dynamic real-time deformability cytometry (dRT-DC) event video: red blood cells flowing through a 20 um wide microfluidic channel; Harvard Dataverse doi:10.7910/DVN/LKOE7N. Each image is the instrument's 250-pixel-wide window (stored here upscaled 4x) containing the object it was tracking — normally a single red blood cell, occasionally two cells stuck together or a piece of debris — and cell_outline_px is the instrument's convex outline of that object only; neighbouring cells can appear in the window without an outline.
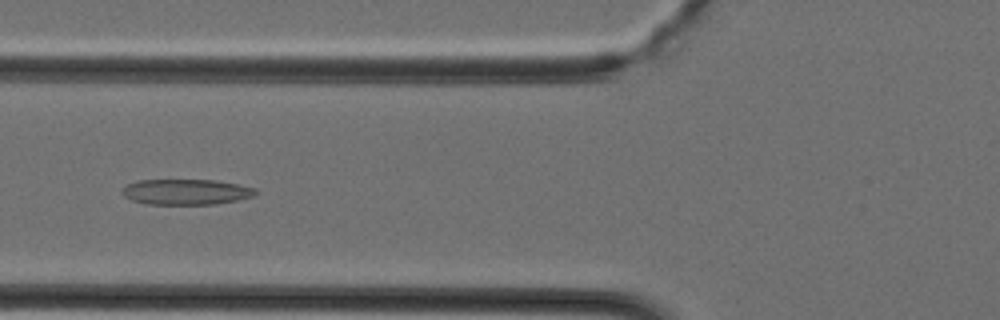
{"species": "Egyptian fruit bat (a non-hibernating species)", "species_latin": "Rousettus aegyptiacus", "temperature_condition": "cold", "stored_images_in_passage": 38, "camera_frame_rate_fps": 3000, "um_per_image_px": 0.085, "animal": {"sex": "female"}, "frame": {"image": 1, "passage_image": 14, "time_ms": 4.333, "image_size_px": [1000, 320], "cell_outline_px": [[260, 192], [252, 196], [240, 200], [216, 204], [144, 204], [132, 200], [124, 196], [120, 192], [128, 184], [136, 180], [216, 180], [240, 184], [256, 188]], "centroid_in_image_um": [15.86, 16.31], "position_along_channel_um": 109.9, "area_um2": 20.11}}
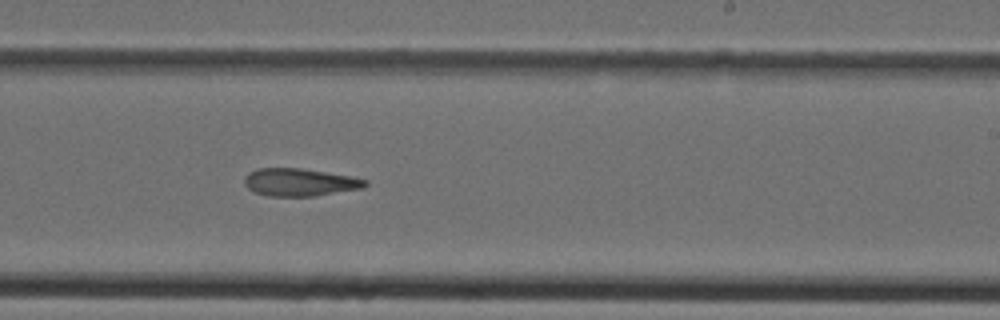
{"frame": {"image": 2, "passage_image": 23, "time_ms": 7.333, "image_size_px": [1000, 320], "cell_outline_px": [[368, 184], [364, 188], [312, 196], [268, 196], [256, 192], [248, 188], [244, 184], [244, 176], [248, 172], [256, 168], [300, 168], [352, 176], [368, 180]], "centroid_in_image_um": [25.47, 15.48], "position_along_channel_um": 263.5, "area_um2": 19.54}}
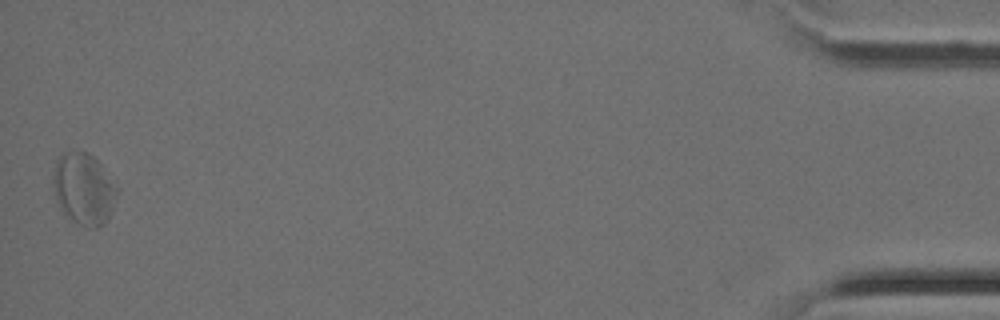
{"frame": {"image": 3, "passage_image": 38, "time_ms": 12.333, "image_size_px": [1000, 320], "cell_outline_px": [[120, 192], [104, 224], [96, 228], [88, 228], [72, 220], [60, 208], [56, 200], [52, 184], [52, 176], [56, 160], [64, 152], [88, 152], [100, 164]], "centroid_in_image_um": [7.1, 16.06], "position_along_channel_um": 428.1, "area_um2": 26.53}}